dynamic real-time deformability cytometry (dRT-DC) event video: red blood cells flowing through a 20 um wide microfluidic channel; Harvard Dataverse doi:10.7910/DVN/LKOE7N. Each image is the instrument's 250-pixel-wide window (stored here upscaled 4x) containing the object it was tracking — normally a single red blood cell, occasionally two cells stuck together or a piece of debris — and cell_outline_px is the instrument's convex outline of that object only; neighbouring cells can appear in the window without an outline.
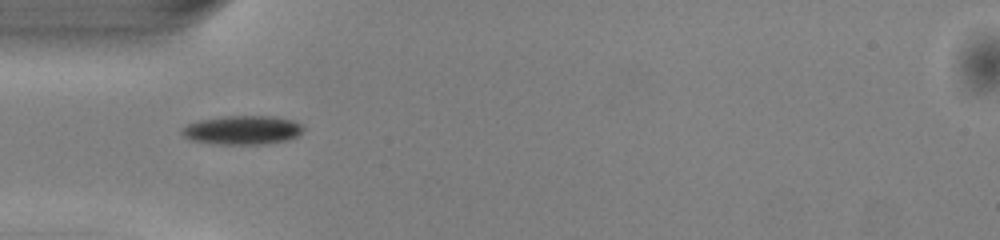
{"species": "common noctule bat (a hibernating species)", "species_latin": "Nyctalus noctula", "temperature_condition": "warm", "stored_images_in_passage": 35, "camera_frame_rate_fps": 3000, "um_per_image_px": 0.085, "animal": {"sex": "male", "body_mass_g": 13.0, "forearm_length_mm": 53.1}, "frame": {"image": 1, "passage_image": 1, "time_ms": 0.0, "image_size_px": [1000, 240], "cell_outline_px": [[304, 128], [296, 136], [288, 140], [268, 144], [212, 144], [192, 140], [184, 136], [180, 132], [180, 128], [188, 124], [200, 120], [224, 116], [276, 116], [292, 120], [304, 124]], "centroid_in_image_um": [20.61, 11.05], "position_along_channel_um": 64.4, "area_um2": 20.63}}
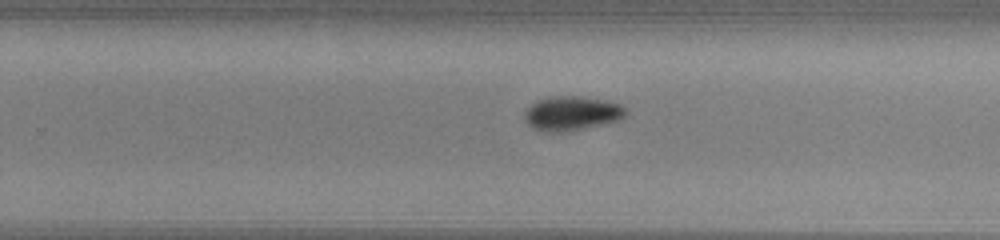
{"frame": {"image": 2, "passage_image": 17, "time_ms": 5.333, "image_size_px": [1000, 240], "cell_outline_px": [[628, 112], [620, 120], [572, 132], [544, 132], [532, 128], [524, 120], [524, 112], [536, 100], [548, 96], [580, 96], [608, 100], [620, 104]], "centroid_in_image_um": [48.59, 9.64], "position_along_channel_um": 281.2, "area_um2": 20.75}}
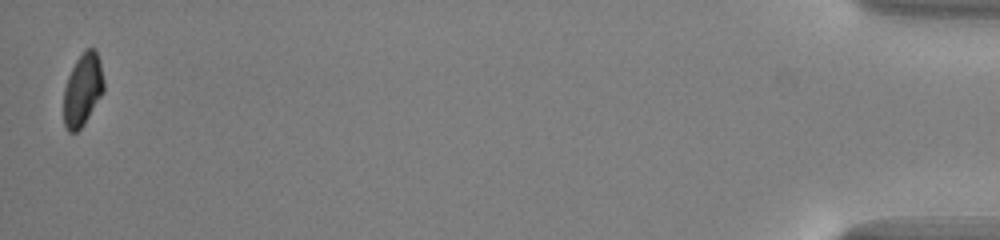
{"frame": {"image": 3, "passage_image": 35, "time_ms": 11.333, "image_size_px": [1000, 240], "cell_outline_px": [[104, 92], [84, 124], [76, 132], [68, 132], [64, 124], [64, 88], [68, 76], [76, 60], [84, 48], [96, 48], [100, 60], [104, 80]], "centroid_in_image_um": [7.04, 7.59], "position_along_channel_um": 428.2, "area_um2": 17.17}, "authors_computed_cell_mechanics": {"area_um2": 19.074, "velocity_mm_per_s": 4.0858, "shape_relaxation_time_tau1_ms": 2.7031, "shape_relaxation_time_tau2_ms": null, "deformation_change_tau1": 0.1076, "deformation_change_tau2": null}}